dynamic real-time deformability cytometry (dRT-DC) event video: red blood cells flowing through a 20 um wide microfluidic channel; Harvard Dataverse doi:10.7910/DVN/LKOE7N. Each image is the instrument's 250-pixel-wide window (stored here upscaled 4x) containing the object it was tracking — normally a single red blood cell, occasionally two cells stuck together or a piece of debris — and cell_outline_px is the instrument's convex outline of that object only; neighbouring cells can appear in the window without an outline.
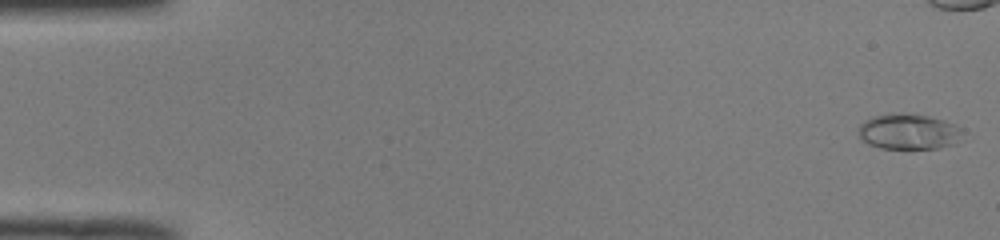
{"species": "common noctule bat (a hibernating species)", "species_latin": "Nyctalus noctula", "temperature_condition": "room temperature", "stored_images_in_passage": 41, "camera_frame_rate_fps": 3000, "um_per_image_px": 0.085, "animal": {"sex": "male", "body_mass_g": 19.0, "forearm_length_mm": 50.8}, "frame": {"image": 1, "passage_image": 1, "time_ms": 0.0, "image_size_px": [1000, 240], "cell_outline_px": [[964, 128], [952, 144], [936, 148], [880, 148], [868, 144], [860, 136], [860, 124], [864, 120], [872, 116], [888, 112], [928, 116], [944, 120]], "centroid_in_image_um": [77.19, 11.16], "position_along_channel_um": 7.8, "area_um2": 21.27}}
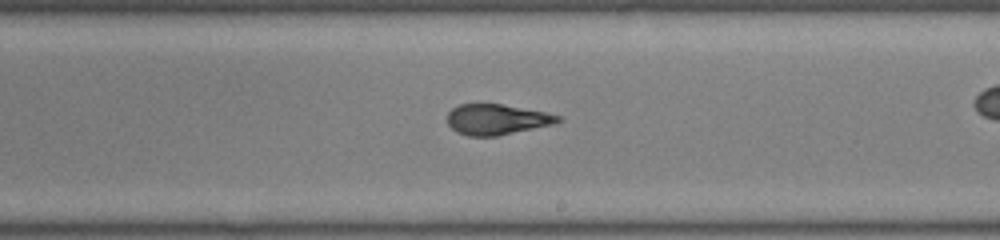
{"frame": {"image": 2, "passage_image": 30, "time_ms": 9.667, "image_size_px": [1000, 240], "cell_outline_px": [[560, 120], [552, 124], [496, 136], [468, 136], [456, 132], [448, 124], [448, 112], [452, 108], [460, 104], [500, 104], [544, 112], [560, 116]], "centroid_in_image_um": [42.16, 10.15], "position_along_channel_um": 246.8, "area_um2": 19.31}}
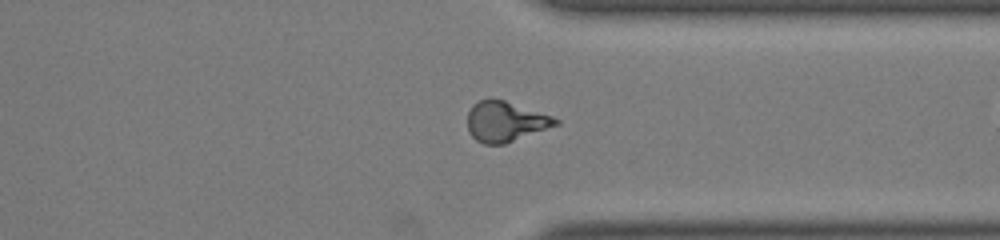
{"frame": {"image": 3, "passage_image": 39, "time_ms": 12.667, "image_size_px": [1000, 240], "cell_outline_px": [[560, 124], [504, 144], [484, 144], [476, 140], [472, 136], [468, 128], [468, 112], [472, 104], [488, 96], [492, 96], [552, 116], [560, 120]], "centroid_in_image_um": [42.94, 10.3], "position_along_channel_um": 368.5, "area_um2": 20.81}}